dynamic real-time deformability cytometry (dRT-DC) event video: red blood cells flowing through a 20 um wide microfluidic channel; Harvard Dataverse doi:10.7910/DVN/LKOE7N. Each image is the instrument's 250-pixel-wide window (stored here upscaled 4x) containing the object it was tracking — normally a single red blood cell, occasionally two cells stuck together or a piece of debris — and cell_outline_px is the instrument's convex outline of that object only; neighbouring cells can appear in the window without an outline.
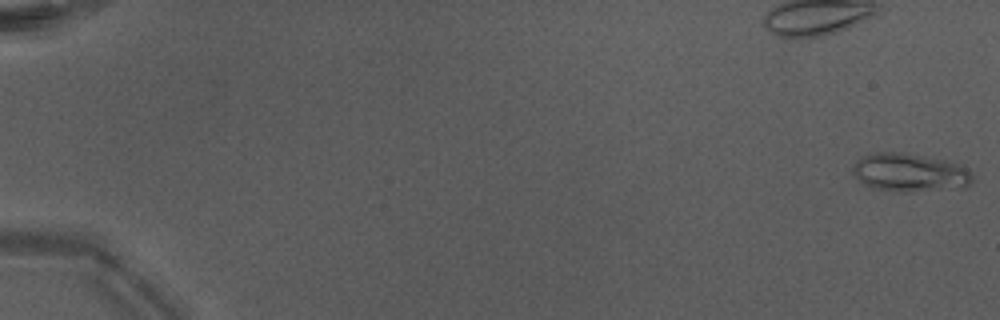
{"species": "Egyptian fruit bat (a non-hibernating species)", "species_latin": "Rousettus aegyptiacus", "temperature_condition": "warm", "stored_images_in_passage": 51, "camera_frame_rate_fps": 3000, "um_per_image_px": 0.085, "animal": {"sex": "male"}, "frame": {"image": 1, "passage_image": 1, "time_ms": 0.0, "image_size_px": [1000, 320], "cell_outline_px": [[972, 184], [964, 188], [904, 192], [872, 188], [864, 184], [852, 172], [852, 168], [856, 160], [872, 152], [904, 152], [944, 160], [960, 164], [968, 168], [972, 172]], "centroid_in_image_um": [77.37, 14.67], "position_along_channel_um": 7.6, "area_um2": 26.99}}
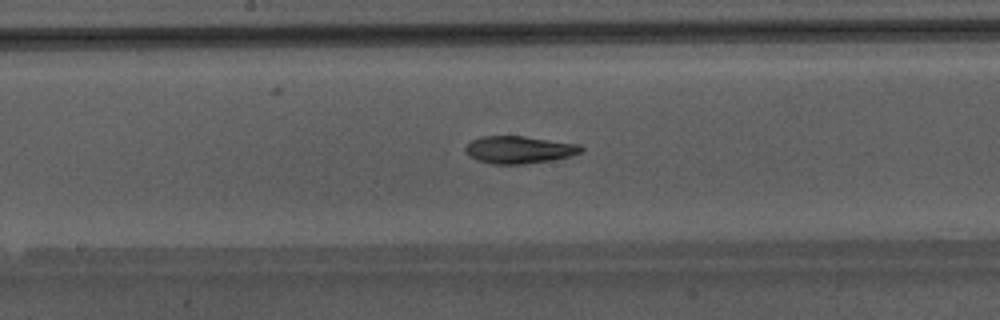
{"frame": {"image": 2, "passage_image": 29, "time_ms": 9.333, "image_size_px": [1000, 320], "cell_outline_px": [[584, 148], [580, 152], [568, 156], [552, 160], [524, 164], [492, 164], [480, 160], [464, 152], [464, 148], [472, 140], [484, 136], [524, 136], [580, 144]], "centroid_in_image_um": [44.14, 12.72], "position_along_channel_um": 204.1, "area_um2": 18.26}}
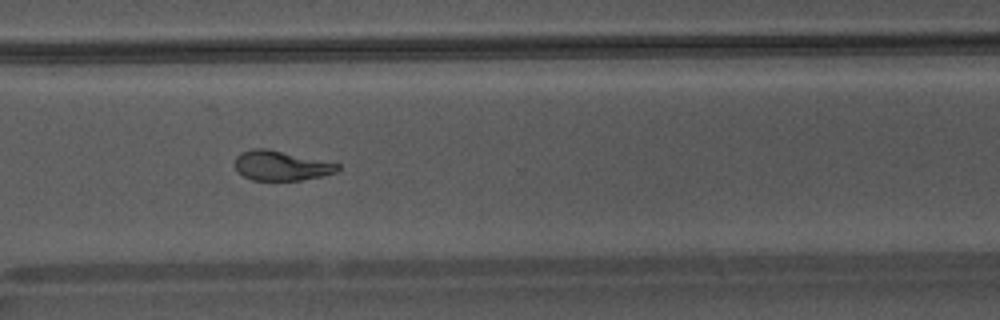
{"frame": {"image": 3, "passage_image": 39, "time_ms": 12.667, "image_size_px": [1000, 320], "cell_outline_px": [[340, 168], [336, 172], [320, 176], [300, 180], [252, 180], [244, 176], [236, 168], [236, 156], [240, 152], [252, 148], [268, 148], [340, 164]], "centroid_in_image_um": [23.89, 14.06], "position_along_channel_um": 346.7, "area_um2": 17.69}, "authors_computed_cell_mechanics": {"area_um2": 18.6116, "velocity_mm_per_s": 4.2773, "shape_relaxation_time_tau1_ms": 8.8847, "shape_relaxation_time_tau2_ms": 3.2729, "deformation_change_tau1": 0.242, "deformation_change_tau2": 0.1018}}